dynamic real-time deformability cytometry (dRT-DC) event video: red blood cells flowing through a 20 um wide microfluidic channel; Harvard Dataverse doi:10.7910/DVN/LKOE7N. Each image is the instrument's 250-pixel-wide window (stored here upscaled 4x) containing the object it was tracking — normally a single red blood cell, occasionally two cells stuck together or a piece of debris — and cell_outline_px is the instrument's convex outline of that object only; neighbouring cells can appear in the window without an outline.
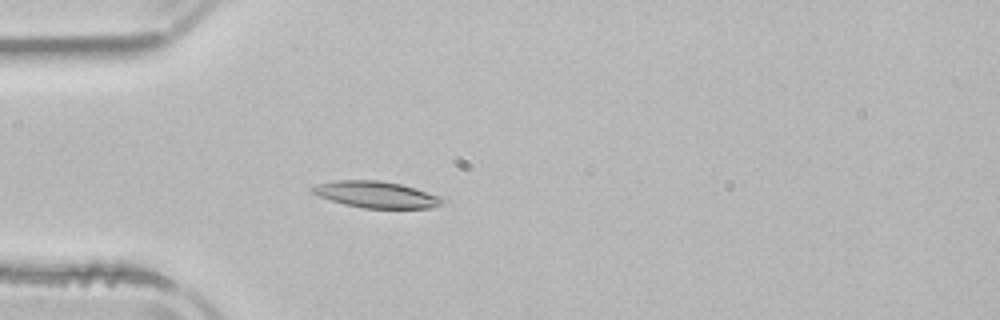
{"species": "common noctule bat (a hibernating species)", "species_latin": "Nyctalus noctula", "temperature_condition": "room temperature", "stored_images_in_passage": 47, "camera_frame_rate_fps": 3000, "um_per_image_px": 0.085, "animal": {"sex": "male", "body_mass_g": 21.5, "forearm_length_mm": 52.0}, "frame": {"image": 1, "passage_image": 10, "time_ms": 3.0, "image_size_px": [1000, 320], "cell_outline_px": [[448, 200], [436, 208], [364, 208], [344, 204], [320, 196], [312, 192], [308, 188], [320, 184], [336, 180], [376, 180], [400, 184], [448, 196]], "centroid_in_image_um": [32.14, 16.54], "position_along_channel_um": 52.9, "area_um2": 20.4}}
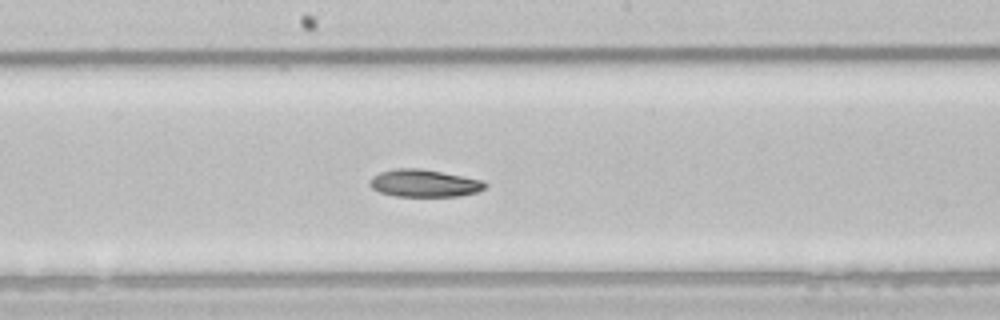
{"frame": {"image": 2, "passage_image": 23, "time_ms": 7.333, "image_size_px": [1000, 320], "cell_outline_px": [[488, 184], [484, 188], [476, 192], [460, 196], [396, 196], [380, 192], [372, 188], [368, 184], [368, 180], [372, 176], [380, 172], [400, 168], [420, 168], [484, 180]], "centroid_in_image_um": [36.04, 15.57], "position_along_channel_um": 212.2, "area_um2": 18.44}}
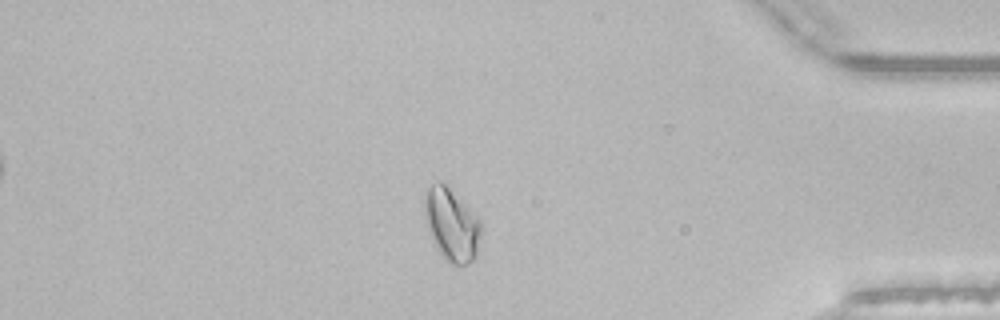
{"frame": {"image": 3, "passage_image": 40, "time_ms": 13.0, "image_size_px": [1000, 320], "cell_outline_px": [[480, 236], [476, 256], [468, 264], [448, 264], [432, 240], [424, 216], [424, 196], [428, 188], [432, 184], [440, 180], [480, 220]], "centroid_in_image_um": [38.36, 19.12], "position_along_channel_um": 396.8, "area_um2": 23.35}, "authors_computed_cell_mechanics": {"area_um2": 19.652, "velocity_mm_per_s": 3.8699, "shape_relaxation_time_tau1_ms": null, "shape_relaxation_time_tau2_ms": 10.8307, "deformation_change_tau1": null, "deformation_change_tau2": 0.1911}}